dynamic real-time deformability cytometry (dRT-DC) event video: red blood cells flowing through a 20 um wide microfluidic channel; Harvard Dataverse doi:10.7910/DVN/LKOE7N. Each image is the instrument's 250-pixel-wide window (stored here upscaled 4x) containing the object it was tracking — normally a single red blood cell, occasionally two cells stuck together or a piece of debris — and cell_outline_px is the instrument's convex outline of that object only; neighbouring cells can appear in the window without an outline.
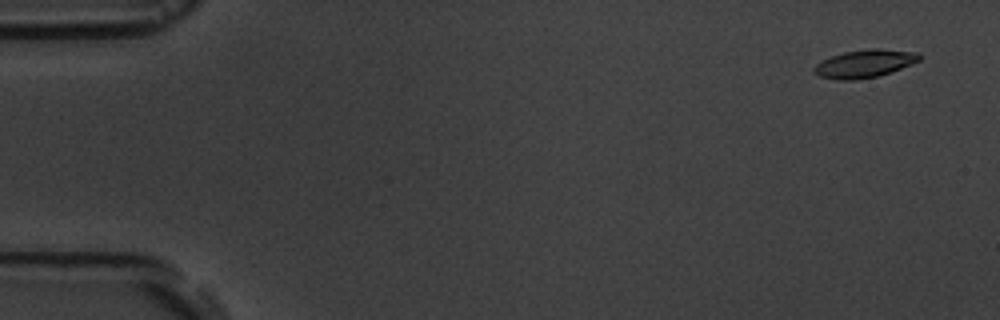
{"species": "common noctule bat (a hibernating species)", "species_latin": "Nyctalus noctula", "temperature_condition": "room temperature", "stored_images_in_passage": 5, "camera_frame_rate_fps": 3000, "um_per_image_px": 0.085, "animal": {"sex": "male", "body_mass_g": 19.5, "forearm_length_mm": 54.6}, "frame": {"image": 1, "passage_image": 1, "time_ms": 0.0, "image_size_px": [1000, 320], "cell_outline_px": [[920, 60], [912, 64], [876, 76], [856, 80], [836, 80], [820, 76], [812, 72], [812, 68], [816, 64], [832, 56], [844, 52], [868, 48], [876, 48], [920, 52]], "centroid_in_image_um": [73.47, 5.4], "position_along_channel_um": 11.5, "area_um2": 17.05}}
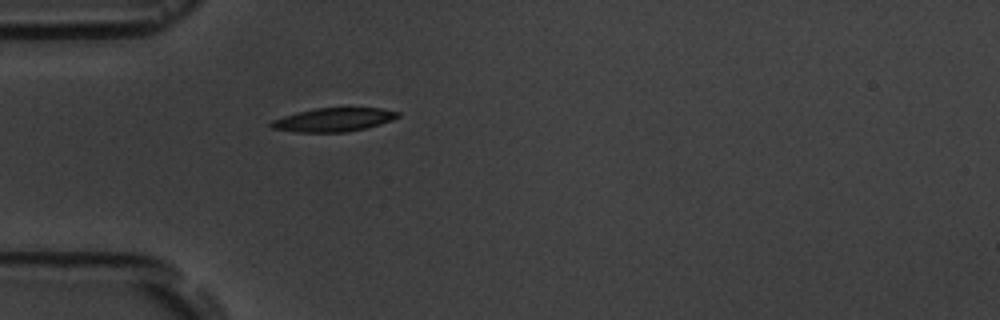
{"frame": {"image": 2, "passage_image": 5, "time_ms": 4.667, "image_size_px": [1000, 320], "cell_outline_px": [[400, 116], [392, 120], [380, 124], [364, 128], [344, 132], [296, 132], [272, 128], [268, 124], [272, 120], [296, 112], [316, 108], [384, 108], [400, 112]], "centroid_in_image_um": [28.36, 10.17], "position_along_channel_um": 56.6, "area_um2": 17.4}}